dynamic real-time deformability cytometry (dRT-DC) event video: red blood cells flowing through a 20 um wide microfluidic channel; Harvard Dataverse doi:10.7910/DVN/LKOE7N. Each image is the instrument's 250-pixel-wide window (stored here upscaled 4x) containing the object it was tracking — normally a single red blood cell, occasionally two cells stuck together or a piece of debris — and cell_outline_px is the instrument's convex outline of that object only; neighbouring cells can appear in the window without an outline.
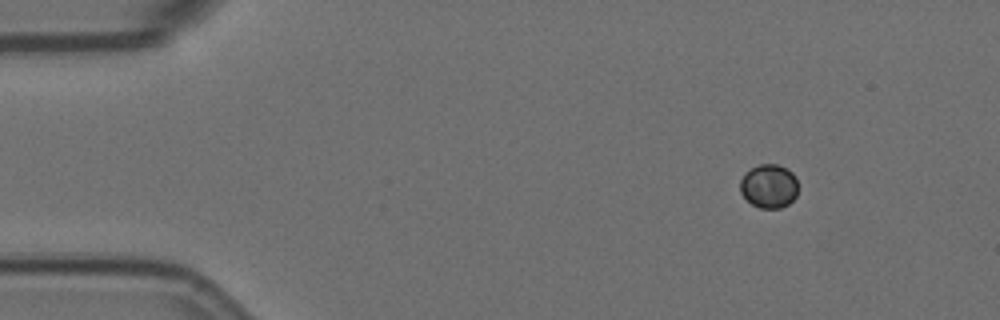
{"species": "Egyptian fruit bat (a non-hibernating species)", "species_latin": "Rousettus aegyptiacus", "temperature_condition": "room temperature", "stored_images_in_passage": 4, "segment_of_instrument_passage": [2, 2], "camera_frame_rate_fps": 3000, "um_per_image_px": 0.085, "animal": {"sex": "female"}, "frame": {"image": 1, "passage_image": 4, "time_ms": 1.0, "image_size_px": [1000, 320], "cell_outline_px": [[796, 196], [788, 204], [780, 208], [760, 208], [752, 204], [740, 192], [740, 180], [744, 172], [760, 164], [776, 164], [792, 172], [796, 180]], "centroid_in_image_um": [65.33, 15.82], "position_along_channel_um": 19.7, "area_um2": 14.62}}